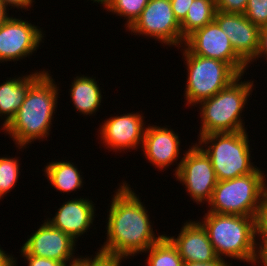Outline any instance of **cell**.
Wrapping results in <instances>:
<instances>
[{"mask_svg":"<svg viewBox=\"0 0 267 266\" xmlns=\"http://www.w3.org/2000/svg\"><path fill=\"white\" fill-rule=\"evenodd\" d=\"M164 125L159 126V123L158 126L150 123L147 124L141 149L143 152L141 155L144 153L145 159H147L155 169L157 168L158 172L166 171L169 167L176 165L173 170V175H175L181 165V160L183 159L182 155H184L186 150L183 151L180 147L182 145L179 139V133L175 132L171 126Z\"/></svg>","mask_w":267,"mask_h":266,"instance_id":"14","label":"cell"},{"mask_svg":"<svg viewBox=\"0 0 267 266\" xmlns=\"http://www.w3.org/2000/svg\"><path fill=\"white\" fill-rule=\"evenodd\" d=\"M42 223L31 236L28 235L26 242H23L19 250L20 255L49 258L63 264L72 262L80 256L76 253L78 245L75 240L54 228L46 219L42 220Z\"/></svg>","mask_w":267,"mask_h":266,"instance_id":"13","label":"cell"},{"mask_svg":"<svg viewBox=\"0 0 267 266\" xmlns=\"http://www.w3.org/2000/svg\"><path fill=\"white\" fill-rule=\"evenodd\" d=\"M267 174L260 166L248 175L218 181L206 210L217 214L256 217L266 201Z\"/></svg>","mask_w":267,"mask_h":266,"instance_id":"6","label":"cell"},{"mask_svg":"<svg viewBox=\"0 0 267 266\" xmlns=\"http://www.w3.org/2000/svg\"><path fill=\"white\" fill-rule=\"evenodd\" d=\"M9 16V10L2 4V1L0 0V26L8 19Z\"/></svg>","mask_w":267,"mask_h":266,"instance_id":"37","label":"cell"},{"mask_svg":"<svg viewBox=\"0 0 267 266\" xmlns=\"http://www.w3.org/2000/svg\"><path fill=\"white\" fill-rule=\"evenodd\" d=\"M141 112V113H140ZM123 113L120 116L118 113L112 114L106 118L99 129L97 128L98 136L101 145L108 152L113 151L120 153L131 152L130 150L139 151L142 148L144 134L148 121H145L142 111ZM126 151V152H125Z\"/></svg>","mask_w":267,"mask_h":266,"instance_id":"10","label":"cell"},{"mask_svg":"<svg viewBox=\"0 0 267 266\" xmlns=\"http://www.w3.org/2000/svg\"><path fill=\"white\" fill-rule=\"evenodd\" d=\"M166 234L144 252L147 266H183L177 247Z\"/></svg>","mask_w":267,"mask_h":266,"instance_id":"22","label":"cell"},{"mask_svg":"<svg viewBox=\"0 0 267 266\" xmlns=\"http://www.w3.org/2000/svg\"><path fill=\"white\" fill-rule=\"evenodd\" d=\"M247 130L210 133L197 137L198 145L210 157L218 181L253 173L258 167L253 162ZM252 158V159H251Z\"/></svg>","mask_w":267,"mask_h":266,"instance_id":"5","label":"cell"},{"mask_svg":"<svg viewBox=\"0 0 267 266\" xmlns=\"http://www.w3.org/2000/svg\"><path fill=\"white\" fill-rule=\"evenodd\" d=\"M188 218L178 234L166 236L177 247L183 262H208L217 258L208 233L198 219ZM178 235V236H177Z\"/></svg>","mask_w":267,"mask_h":266,"instance_id":"17","label":"cell"},{"mask_svg":"<svg viewBox=\"0 0 267 266\" xmlns=\"http://www.w3.org/2000/svg\"><path fill=\"white\" fill-rule=\"evenodd\" d=\"M214 20L230 39L234 51L248 64L256 55L260 28L242 13L217 11Z\"/></svg>","mask_w":267,"mask_h":266,"instance_id":"16","label":"cell"},{"mask_svg":"<svg viewBox=\"0 0 267 266\" xmlns=\"http://www.w3.org/2000/svg\"><path fill=\"white\" fill-rule=\"evenodd\" d=\"M150 0H112L105 9L115 16L124 17V28L127 30L141 15Z\"/></svg>","mask_w":267,"mask_h":266,"instance_id":"23","label":"cell"},{"mask_svg":"<svg viewBox=\"0 0 267 266\" xmlns=\"http://www.w3.org/2000/svg\"><path fill=\"white\" fill-rule=\"evenodd\" d=\"M193 0H170L172 10L179 23H181L187 15L189 7Z\"/></svg>","mask_w":267,"mask_h":266,"instance_id":"29","label":"cell"},{"mask_svg":"<svg viewBox=\"0 0 267 266\" xmlns=\"http://www.w3.org/2000/svg\"><path fill=\"white\" fill-rule=\"evenodd\" d=\"M216 12V0H193L186 18L180 23L182 36L186 38L196 29L214 21Z\"/></svg>","mask_w":267,"mask_h":266,"instance_id":"21","label":"cell"},{"mask_svg":"<svg viewBox=\"0 0 267 266\" xmlns=\"http://www.w3.org/2000/svg\"><path fill=\"white\" fill-rule=\"evenodd\" d=\"M256 246H267V200L255 217Z\"/></svg>","mask_w":267,"mask_h":266,"instance_id":"26","label":"cell"},{"mask_svg":"<svg viewBox=\"0 0 267 266\" xmlns=\"http://www.w3.org/2000/svg\"><path fill=\"white\" fill-rule=\"evenodd\" d=\"M20 157H13L8 155L0 156V193L6 197L8 193L15 189L21 175Z\"/></svg>","mask_w":267,"mask_h":266,"instance_id":"24","label":"cell"},{"mask_svg":"<svg viewBox=\"0 0 267 266\" xmlns=\"http://www.w3.org/2000/svg\"><path fill=\"white\" fill-rule=\"evenodd\" d=\"M39 69L29 74L15 75L0 83V130L4 129L14 118L20 106L24 102L29 87L45 72ZM17 76V77H16Z\"/></svg>","mask_w":267,"mask_h":266,"instance_id":"18","label":"cell"},{"mask_svg":"<svg viewBox=\"0 0 267 266\" xmlns=\"http://www.w3.org/2000/svg\"><path fill=\"white\" fill-rule=\"evenodd\" d=\"M11 14L0 26V64L16 62L36 53L44 43L45 31L30 20Z\"/></svg>","mask_w":267,"mask_h":266,"instance_id":"11","label":"cell"},{"mask_svg":"<svg viewBox=\"0 0 267 266\" xmlns=\"http://www.w3.org/2000/svg\"><path fill=\"white\" fill-rule=\"evenodd\" d=\"M183 46L190 53L223 61L239 75H247L248 64L234 51L230 39L215 20L187 36Z\"/></svg>","mask_w":267,"mask_h":266,"instance_id":"12","label":"cell"},{"mask_svg":"<svg viewBox=\"0 0 267 266\" xmlns=\"http://www.w3.org/2000/svg\"><path fill=\"white\" fill-rule=\"evenodd\" d=\"M4 197L1 195V193H0V200L2 201V199H3Z\"/></svg>","mask_w":267,"mask_h":266,"instance_id":"40","label":"cell"},{"mask_svg":"<svg viewBox=\"0 0 267 266\" xmlns=\"http://www.w3.org/2000/svg\"><path fill=\"white\" fill-rule=\"evenodd\" d=\"M59 160L55 159L50 162H47L45 169L42 168L43 174L51 188H55L57 192L61 194H71L76 193L77 190L80 191L83 188V185L86 184L83 177L82 169H78L76 162L73 160ZM80 189V190H79Z\"/></svg>","mask_w":267,"mask_h":266,"instance_id":"20","label":"cell"},{"mask_svg":"<svg viewBox=\"0 0 267 266\" xmlns=\"http://www.w3.org/2000/svg\"><path fill=\"white\" fill-rule=\"evenodd\" d=\"M51 75V76H50ZM51 71H45L28 89L14 118L1 131L12 138L19 152L35 141H47L57 112L60 86ZM23 149V150H22Z\"/></svg>","mask_w":267,"mask_h":266,"instance_id":"2","label":"cell"},{"mask_svg":"<svg viewBox=\"0 0 267 266\" xmlns=\"http://www.w3.org/2000/svg\"><path fill=\"white\" fill-rule=\"evenodd\" d=\"M89 1V0H88ZM93 1L92 3H96V4H100V6L102 5L105 9L107 7V5L112 1V0H91Z\"/></svg>","mask_w":267,"mask_h":266,"instance_id":"38","label":"cell"},{"mask_svg":"<svg viewBox=\"0 0 267 266\" xmlns=\"http://www.w3.org/2000/svg\"><path fill=\"white\" fill-rule=\"evenodd\" d=\"M122 260L104 258L97 266H122Z\"/></svg>","mask_w":267,"mask_h":266,"instance_id":"36","label":"cell"},{"mask_svg":"<svg viewBox=\"0 0 267 266\" xmlns=\"http://www.w3.org/2000/svg\"><path fill=\"white\" fill-rule=\"evenodd\" d=\"M18 259L16 258V263H0V266H17Z\"/></svg>","mask_w":267,"mask_h":266,"instance_id":"39","label":"cell"},{"mask_svg":"<svg viewBox=\"0 0 267 266\" xmlns=\"http://www.w3.org/2000/svg\"><path fill=\"white\" fill-rule=\"evenodd\" d=\"M83 197V198H82ZM78 196L71 200L63 201V204L56 209L57 212L51 218L44 216L45 219L54 227L69 235L78 242L80 237L90 231L95 218L96 204L92 199ZM94 203V204H93Z\"/></svg>","mask_w":267,"mask_h":266,"instance_id":"15","label":"cell"},{"mask_svg":"<svg viewBox=\"0 0 267 266\" xmlns=\"http://www.w3.org/2000/svg\"><path fill=\"white\" fill-rule=\"evenodd\" d=\"M248 0H216L217 11L224 13H244Z\"/></svg>","mask_w":267,"mask_h":266,"instance_id":"27","label":"cell"},{"mask_svg":"<svg viewBox=\"0 0 267 266\" xmlns=\"http://www.w3.org/2000/svg\"><path fill=\"white\" fill-rule=\"evenodd\" d=\"M186 150L174 179L184 185L193 203L207 205L218 183L211 159L197 142Z\"/></svg>","mask_w":267,"mask_h":266,"instance_id":"9","label":"cell"},{"mask_svg":"<svg viewBox=\"0 0 267 266\" xmlns=\"http://www.w3.org/2000/svg\"><path fill=\"white\" fill-rule=\"evenodd\" d=\"M127 31L134 36L151 38L170 49L174 46L179 50L185 41L181 33V24L174 15L170 0H150Z\"/></svg>","mask_w":267,"mask_h":266,"instance_id":"8","label":"cell"},{"mask_svg":"<svg viewBox=\"0 0 267 266\" xmlns=\"http://www.w3.org/2000/svg\"><path fill=\"white\" fill-rule=\"evenodd\" d=\"M243 14L259 28L267 26V0H248Z\"/></svg>","mask_w":267,"mask_h":266,"instance_id":"25","label":"cell"},{"mask_svg":"<svg viewBox=\"0 0 267 266\" xmlns=\"http://www.w3.org/2000/svg\"><path fill=\"white\" fill-rule=\"evenodd\" d=\"M28 266H63L60 261L33 255H20Z\"/></svg>","mask_w":267,"mask_h":266,"instance_id":"31","label":"cell"},{"mask_svg":"<svg viewBox=\"0 0 267 266\" xmlns=\"http://www.w3.org/2000/svg\"><path fill=\"white\" fill-rule=\"evenodd\" d=\"M263 57V58H262ZM262 60L267 62V26L261 27L259 30L258 48L255 57L248 63V68L256 61ZM257 59V60H256Z\"/></svg>","mask_w":267,"mask_h":266,"instance_id":"28","label":"cell"},{"mask_svg":"<svg viewBox=\"0 0 267 266\" xmlns=\"http://www.w3.org/2000/svg\"><path fill=\"white\" fill-rule=\"evenodd\" d=\"M243 76V74L240 75L229 86L195 106H198L197 108L200 110L198 116L201 119L197 137L210 133L248 130L242 114L254 93L255 83L254 79L246 81Z\"/></svg>","mask_w":267,"mask_h":266,"instance_id":"4","label":"cell"},{"mask_svg":"<svg viewBox=\"0 0 267 266\" xmlns=\"http://www.w3.org/2000/svg\"><path fill=\"white\" fill-rule=\"evenodd\" d=\"M2 4L8 9L12 10L11 8L15 9L20 12L19 9H21V12L23 13V10L25 12L33 8L34 4H36L35 0H1ZM11 6V7H10ZM10 7V8H9Z\"/></svg>","mask_w":267,"mask_h":266,"instance_id":"32","label":"cell"},{"mask_svg":"<svg viewBox=\"0 0 267 266\" xmlns=\"http://www.w3.org/2000/svg\"><path fill=\"white\" fill-rule=\"evenodd\" d=\"M180 49L186 66L185 104L192 108L229 86L240 75L223 61L190 53L183 45Z\"/></svg>","mask_w":267,"mask_h":266,"instance_id":"7","label":"cell"},{"mask_svg":"<svg viewBox=\"0 0 267 266\" xmlns=\"http://www.w3.org/2000/svg\"><path fill=\"white\" fill-rule=\"evenodd\" d=\"M95 255H85V256H79L76 260L66 263L63 266H97L104 257L99 254L97 251L94 253Z\"/></svg>","mask_w":267,"mask_h":266,"instance_id":"30","label":"cell"},{"mask_svg":"<svg viewBox=\"0 0 267 266\" xmlns=\"http://www.w3.org/2000/svg\"><path fill=\"white\" fill-rule=\"evenodd\" d=\"M70 102L75 107L76 113L87 117L88 115L95 116L103 103V88L100 86L96 77L88 74L76 75L70 82ZM103 93V94H102Z\"/></svg>","mask_w":267,"mask_h":266,"instance_id":"19","label":"cell"},{"mask_svg":"<svg viewBox=\"0 0 267 266\" xmlns=\"http://www.w3.org/2000/svg\"><path fill=\"white\" fill-rule=\"evenodd\" d=\"M183 266H232V261L230 263L217 257L215 260L208 262H184Z\"/></svg>","mask_w":267,"mask_h":266,"instance_id":"33","label":"cell"},{"mask_svg":"<svg viewBox=\"0 0 267 266\" xmlns=\"http://www.w3.org/2000/svg\"><path fill=\"white\" fill-rule=\"evenodd\" d=\"M257 249V261L255 266H267V246H256Z\"/></svg>","mask_w":267,"mask_h":266,"instance_id":"34","label":"cell"},{"mask_svg":"<svg viewBox=\"0 0 267 266\" xmlns=\"http://www.w3.org/2000/svg\"><path fill=\"white\" fill-rule=\"evenodd\" d=\"M199 218L218 258L255 266L257 261L255 217L208 212Z\"/></svg>","mask_w":267,"mask_h":266,"instance_id":"3","label":"cell"},{"mask_svg":"<svg viewBox=\"0 0 267 266\" xmlns=\"http://www.w3.org/2000/svg\"><path fill=\"white\" fill-rule=\"evenodd\" d=\"M123 181L118 183V188L111 195L104 231L106 240L97 252L107 259L126 261L144 253L165 234L153 230L155 227L148 213L149 208L135 193L137 189Z\"/></svg>","mask_w":267,"mask_h":266,"instance_id":"1","label":"cell"},{"mask_svg":"<svg viewBox=\"0 0 267 266\" xmlns=\"http://www.w3.org/2000/svg\"><path fill=\"white\" fill-rule=\"evenodd\" d=\"M0 245V263H16V257L14 254H8L4 251L3 247Z\"/></svg>","mask_w":267,"mask_h":266,"instance_id":"35","label":"cell"}]
</instances>
